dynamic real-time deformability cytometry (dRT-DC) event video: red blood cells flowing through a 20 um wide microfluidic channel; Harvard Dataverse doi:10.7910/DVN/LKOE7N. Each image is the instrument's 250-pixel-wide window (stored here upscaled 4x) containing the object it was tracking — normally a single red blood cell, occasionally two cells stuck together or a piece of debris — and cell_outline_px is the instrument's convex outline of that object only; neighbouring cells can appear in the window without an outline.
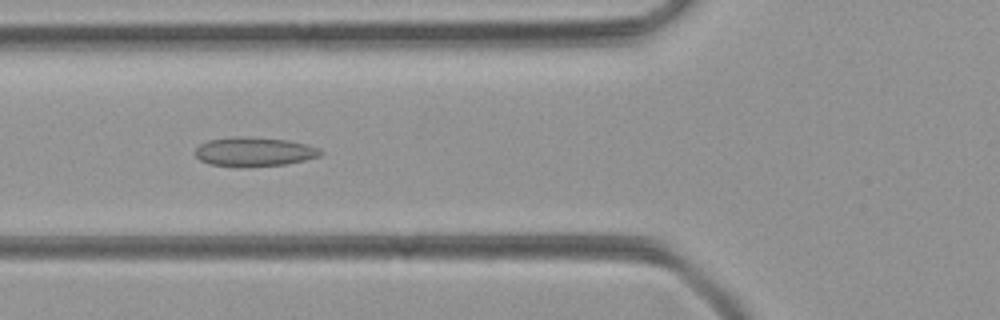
{"species": "common noctule bat (a hibernating species)", "species_latin": "Nyctalus noctula", "temperature_condition": "room temperature", "stored_images_in_passage": 50, "camera_frame_rate_fps": 3000, "um_per_image_px": 0.085, "animal": {"sex": "female", "body_mass_g": 21.9}, "frame": {"image": 1, "passage_image": 18, "time_ms": 5.667, "image_size_px": [1000, 320], "cell_outline_px": [[324, 152], [320, 156], [304, 160], [284, 164], [244, 168], [236, 168], [208, 164], [200, 160], [196, 156], [196, 148], [200, 144], [208, 140], [236, 136], [240, 136], [288, 140], [320, 148]], "centroid_in_image_um": [21.58, 12.92], "position_along_channel_um": 104.2, "area_um2": 21.56}}
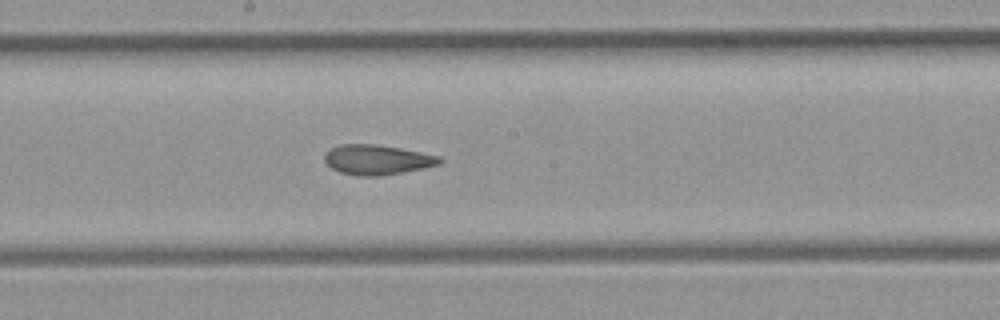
{"frame": {"image": 2, "passage_image": 26, "time_ms": 8.333, "image_size_px": [1000, 320], "cell_outline_px": [[444, 160], [440, 164], [424, 168], [404, 172], [380, 176], [360, 176], [340, 172], [332, 168], [324, 160], [324, 156], [332, 148], [340, 144], [372, 144], [400, 148], [440, 156]], "centroid_in_image_um": [32.09, 13.58], "position_along_channel_um": 216.1, "area_um2": 19.94}}
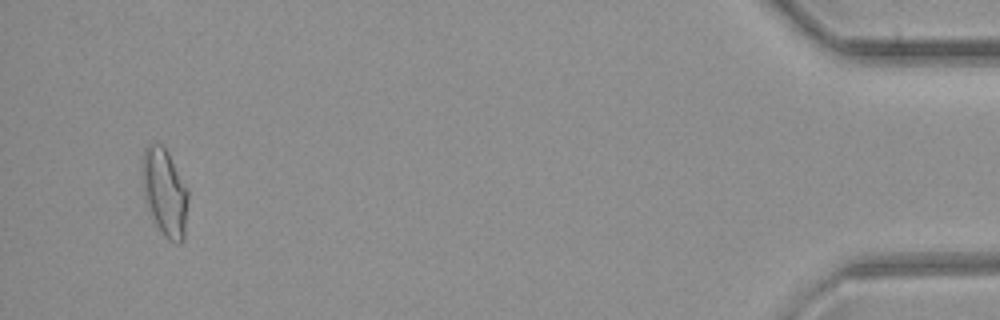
{"frame": {"image": 3, "passage_image": 47, "time_ms": 15.333, "image_size_px": [1000, 320], "cell_outline_px": [[188, 200], [184, 240], [180, 244], [176, 244], [168, 240], [164, 236], [156, 224], [152, 216], [144, 196], [140, 172], [144, 148], [152, 140], [160, 144], [168, 152], [188, 188]], "centroid_in_image_um": [13.99, 16.32], "position_along_channel_um": 421.2, "area_um2": 23.87}}